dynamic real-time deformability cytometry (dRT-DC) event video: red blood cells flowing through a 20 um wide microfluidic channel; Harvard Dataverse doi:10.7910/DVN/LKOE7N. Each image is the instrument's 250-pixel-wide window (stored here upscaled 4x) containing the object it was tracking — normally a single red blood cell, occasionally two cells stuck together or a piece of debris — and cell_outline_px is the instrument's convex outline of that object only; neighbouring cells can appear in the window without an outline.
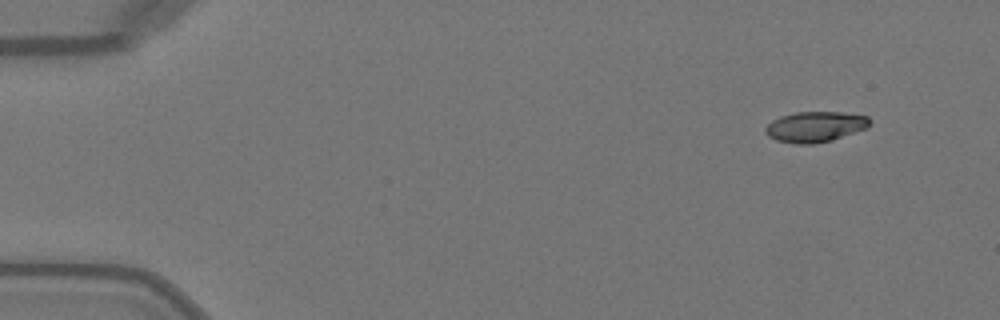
{"species": "Egyptian fruit bat (a non-hibernating species)", "species_latin": "Rousettus aegyptiacus", "temperature_condition": "warm", "stored_images_in_passage": 11, "camera_frame_rate_fps": 3000, "um_per_image_px": 0.085, "animal": {"sex": "female"}, "frame": {"image": 1, "passage_image": 1, "time_ms": 0.0, "image_size_px": [1000, 320], "cell_outline_px": [[872, 124], [868, 128], [832, 140], [812, 144], [796, 144], [776, 140], [768, 136], [764, 132], [764, 128], [772, 120], [780, 116], [796, 112], [840, 112], [868, 116], [872, 120]], "centroid_in_image_um": [69.31, 10.77], "position_along_channel_um": 15.7, "area_um2": 18.79}}
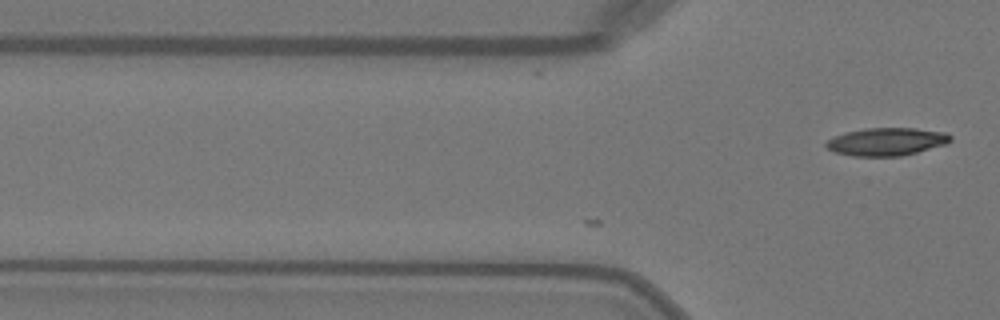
{"frame": {"image": 2, "passage_image": 11, "time_ms": 3.333, "image_size_px": [1000, 320], "cell_outline_px": [[952, 140], [944, 144], [916, 152], [900, 156], [852, 156], [836, 152], [828, 148], [824, 144], [828, 140], [836, 136], [848, 132], [864, 128], [916, 128], [948, 132], [952, 136]], "centroid_in_image_um": [75.39, 12.03], "position_along_channel_um": 50.4, "area_um2": 20.0}}